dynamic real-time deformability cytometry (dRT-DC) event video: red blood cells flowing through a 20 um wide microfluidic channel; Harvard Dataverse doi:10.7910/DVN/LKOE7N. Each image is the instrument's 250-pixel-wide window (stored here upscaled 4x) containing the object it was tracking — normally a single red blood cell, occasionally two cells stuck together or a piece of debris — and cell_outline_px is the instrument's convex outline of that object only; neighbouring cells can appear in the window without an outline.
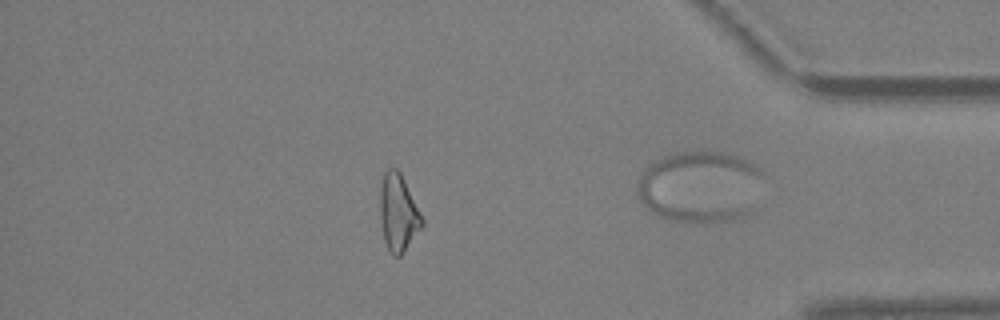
{"species": "Egyptian fruit bat (a non-hibernating species)", "species_latin": "Rousettus aegyptiacus", "temperature_condition": "warm", "stored_images_in_passage": 40, "camera_frame_rate_fps": 3000, "um_per_image_px": 0.085, "animal": {"sex": "female"}, "frame": {"image": 1, "passage_image": 34, "time_ms": 11.0, "image_size_px": [1000, 320], "cell_outline_px": [[424, 224], [404, 252], [400, 256], [392, 256], [384, 240], [380, 220], [380, 184], [384, 172], [388, 168], [396, 168], [400, 172], [424, 220]], "centroid_in_image_um": [33.84, 18.09], "position_along_channel_um": 401.4, "area_um2": 18.84}}